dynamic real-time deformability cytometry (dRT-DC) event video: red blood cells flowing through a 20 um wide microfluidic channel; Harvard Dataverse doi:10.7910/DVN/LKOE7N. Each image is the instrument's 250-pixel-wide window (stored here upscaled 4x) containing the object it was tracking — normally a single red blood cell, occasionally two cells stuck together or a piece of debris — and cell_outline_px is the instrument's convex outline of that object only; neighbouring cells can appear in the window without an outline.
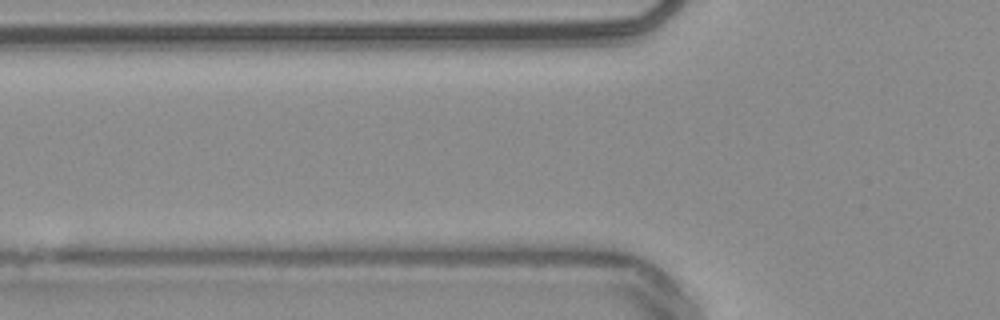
{"species": "common noctule bat (a hibernating species)", "species_latin": "Nyctalus noctula", "temperature_condition": "warm", "stored_images_in_passage": 4, "camera_frame_rate_fps": 3000, "um_per_image_px": 0.085, "animal": {"sex": "male", "body_mass_g": 20.4}, "frame": {"image": 1, "passage_image": 2, "time_ms": 0.333, "image_size_px": [1000, 320], "cell_outline_px": [[620, 264], [504, 264], [488, 260], [488, 256], [496, 244], [588, 244], [616, 260]], "centroid_in_image_um": [46.66, 21.63], "position_along_channel_um": 79.1, "area_um2": 16.36}}